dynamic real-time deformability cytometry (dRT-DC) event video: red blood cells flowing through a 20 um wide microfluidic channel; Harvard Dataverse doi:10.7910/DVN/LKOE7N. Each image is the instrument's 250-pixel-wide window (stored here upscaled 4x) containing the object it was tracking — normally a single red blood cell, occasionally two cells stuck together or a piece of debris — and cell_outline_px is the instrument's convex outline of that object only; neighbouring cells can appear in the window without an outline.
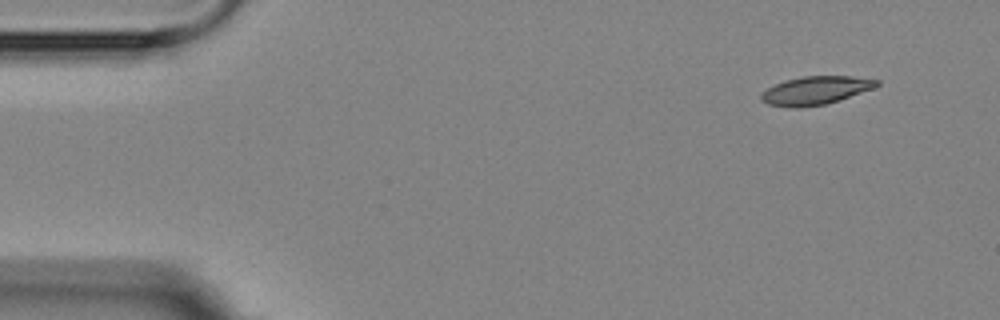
{"species": "Egyptian fruit bat (a non-hibernating species)", "species_latin": "Rousettus aegyptiacus", "temperature_condition": "room temperature", "stored_images_in_passage": 4, "camera_frame_rate_fps": 3000, "um_per_image_px": 0.085, "animal": {"sex": "female"}, "frame": {"image": 1, "passage_image": 1, "time_ms": 0.0, "image_size_px": [1000, 320], "cell_outline_px": [[880, 84], [876, 88], [824, 104], [800, 108], [792, 108], [768, 104], [760, 100], [760, 96], [768, 88], [784, 80], [804, 76], [852, 76], [880, 80]], "centroid_in_image_um": [69.34, 7.68], "position_along_channel_um": 15.7, "area_um2": 19.02}}
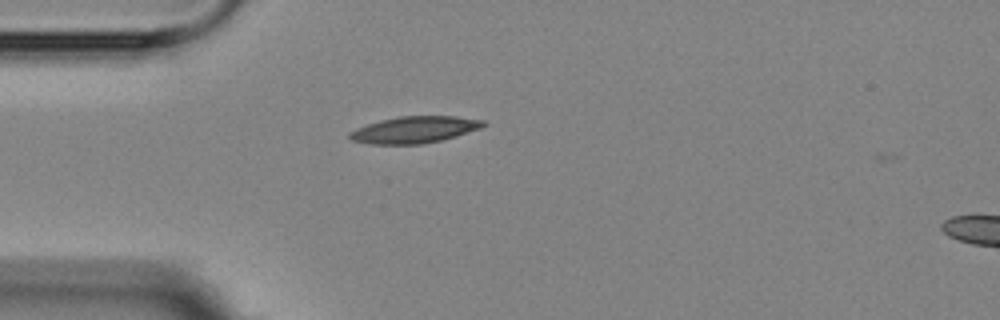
{"frame": {"image": 2, "passage_image": 4, "time_ms": 3.333, "image_size_px": [1000, 320], "cell_outline_px": [[488, 124], [480, 128], [440, 140], [420, 144], [372, 144], [352, 140], [348, 136], [348, 132], [356, 128], [380, 120], [400, 116], [456, 116], [484, 120]], "centroid_in_image_um": [35.21, 11.01], "position_along_channel_um": 49.8, "area_um2": 20.58}}